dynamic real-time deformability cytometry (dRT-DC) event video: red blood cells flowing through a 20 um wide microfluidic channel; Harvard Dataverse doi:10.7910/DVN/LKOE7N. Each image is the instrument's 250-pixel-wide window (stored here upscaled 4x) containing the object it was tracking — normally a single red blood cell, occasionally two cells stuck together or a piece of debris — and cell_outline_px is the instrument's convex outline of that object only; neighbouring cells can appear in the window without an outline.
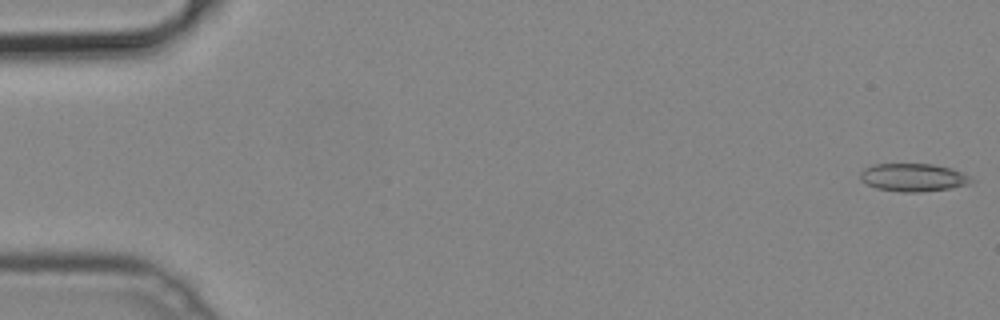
{"species": "common noctule bat (a hibernating species)", "species_latin": "Nyctalus noctula", "temperature_condition": "cold", "stored_images_in_passage": 52, "camera_frame_rate_fps": 3000, "um_per_image_px": 0.085, "animal": {"sex": "male", "body_mass_g": 19.2, "forearm_length_mm": 51.8}, "frame": {"image": 1, "passage_image": 1, "time_ms": 0.0, "image_size_px": [1000, 320], "cell_outline_px": [[976, 180], [968, 184], [952, 188], [920, 192], [900, 192], [876, 188], [864, 184], [860, 180], [860, 172], [864, 168], [872, 164], [932, 164], [952, 168], [964, 172]], "centroid_in_image_um": [77.63, 15.08], "position_along_channel_um": 7.4, "area_um2": 18.44}}
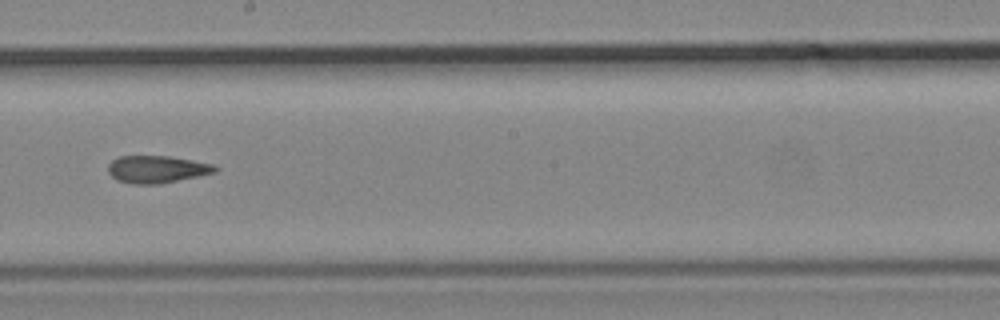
{"frame": {"image": 2, "passage_image": 29, "time_ms": 9.333, "image_size_px": [1000, 320], "cell_outline_px": [[220, 168], [216, 172], [160, 184], [132, 184], [116, 180], [108, 172], [108, 164], [112, 160], [120, 156], [168, 156], [192, 160], [212, 164]], "centroid_in_image_um": [13.32, 14.39], "position_along_channel_um": 234.9, "area_um2": 17.05}}
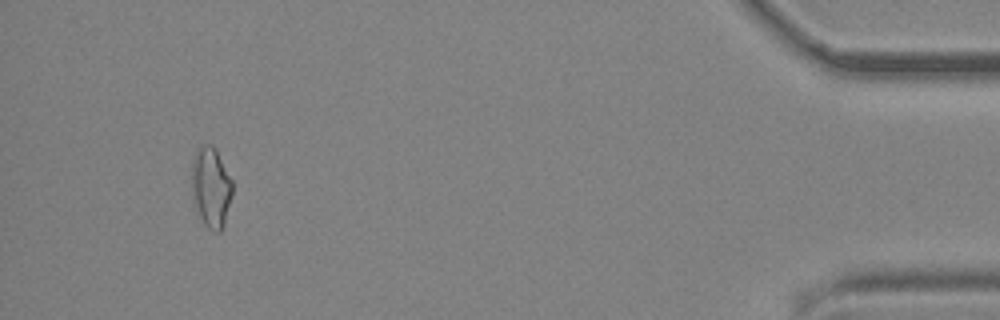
{"frame": {"image": 3, "passage_image": 48, "time_ms": 15.667, "image_size_px": [1000, 320], "cell_outline_px": [[232, 196], [224, 224], [220, 232], [216, 232], [208, 228], [204, 224], [192, 200], [192, 156], [196, 148], [200, 144], [212, 144], [216, 148], [232, 180]], "centroid_in_image_um": [17.92, 15.87], "position_along_channel_um": 417.3, "area_um2": 19.36}}